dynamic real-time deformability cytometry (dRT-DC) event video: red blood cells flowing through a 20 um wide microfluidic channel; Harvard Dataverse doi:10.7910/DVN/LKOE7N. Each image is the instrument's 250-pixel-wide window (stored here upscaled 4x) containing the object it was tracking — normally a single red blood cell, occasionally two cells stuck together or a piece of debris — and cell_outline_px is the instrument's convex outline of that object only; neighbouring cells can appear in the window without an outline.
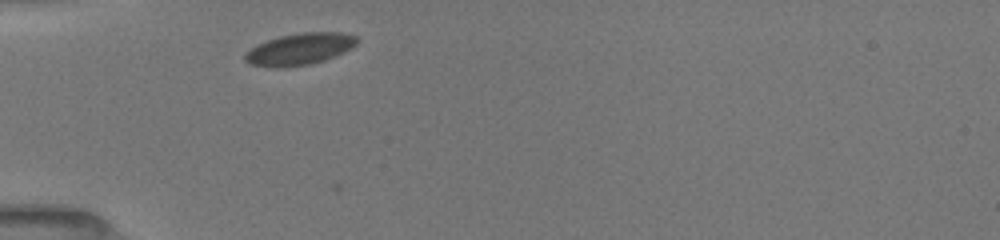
{"species": "common noctule bat (a hibernating species)", "species_latin": "Nyctalus noctula", "temperature_condition": "room temperature", "stored_images_in_passage": 29, "camera_frame_rate_fps": 3000, "um_per_image_px": 0.085, "animal": {"sex": "female", "body_mass_g": 19.5, "forearm_length_mm": 54.1}, "frame": {"image": 1, "passage_image": 2, "time_ms": 0.333, "image_size_px": [1000, 240], "cell_outline_px": [[360, 40], [352, 48], [344, 52], [324, 60], [308, 64], [284, 68], [276, 68], [252, 64], [244, 60], [244, 52], [256, 44], [280, 36], [300, 32], [340, 32], [356, 36]], "centroid_in_image_um": [25.46, 4.16], "position_along_channel_um": 59.5, "area_um2": 20.81}}
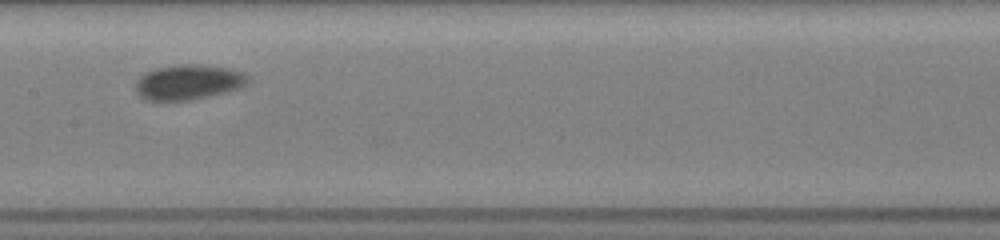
{"frame": {"image": 2, "passage_image": 13, "time_ms": 4.0, "image_size_px": [1000, 240], "cell_outline_px": [[248, 80], [240, 88], [228, 92], [188, 100], [144, 100], [136, 92], [136, 80], [140, 76], [156, 68], [180, 64], [200, 64], [228, 68], [244, 72], [248, 76]], "centroid_in_image_um": [16.01, 6.98], "position_along_channel_um": 191.4, "area_um2": 22.89}}
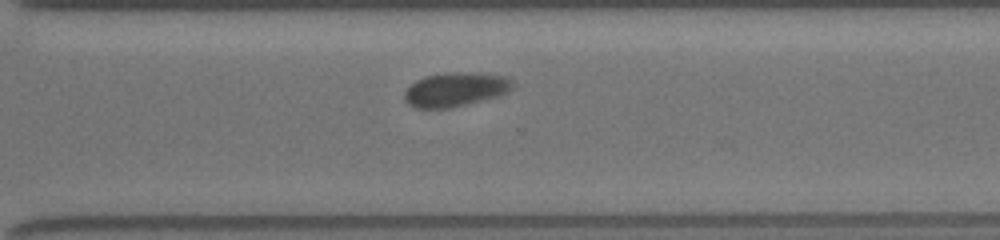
{"frame": {"image": 3, "passage_image": 24, "time_ms": 7.667, "image_size_px": [1000, 240], "cell_outline_px": [[516, 84], [508, 92], [500, 96], [468, 104], [448, 108], [412, 108], [404, 100], [404, 92], [416, 80], [424, 76], [444, 72], [480, 72], [504, 76], [512, 80]], "centroid_in_image_um": [38.74, 7.6], "position_along_channel_um": 331.9, "area_um2": 21.96}, "authors_computed_cell_mechanics": {"area_um2": 21.6172, "velocity_mm_per_s": 3.8278, "shape_relaxation_time_tau1_ms": 1.3149, "shape_relaxation_time_tau2_ms": null, "deformation_change_tau1": null, "deformation_change_tau2": null}}